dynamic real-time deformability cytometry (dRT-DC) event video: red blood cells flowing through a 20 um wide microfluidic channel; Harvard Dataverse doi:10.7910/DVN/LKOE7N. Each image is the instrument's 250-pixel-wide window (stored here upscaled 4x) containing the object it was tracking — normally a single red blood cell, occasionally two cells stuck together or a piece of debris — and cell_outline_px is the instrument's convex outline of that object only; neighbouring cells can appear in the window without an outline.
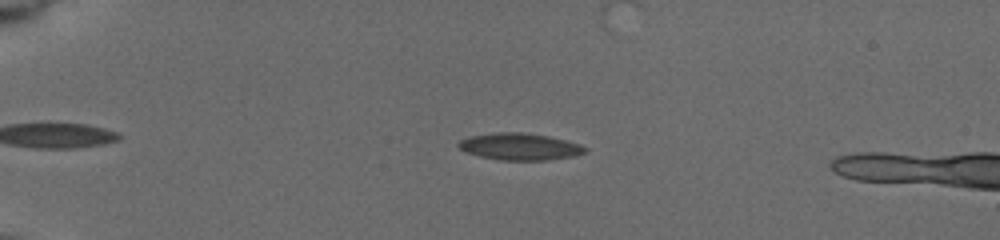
{"species": "common noctule bat (a hibernating species)", "species_latin": "Nyctalus noctula", "temperature_condition": "cold", "stored_images_in_passage": 47, "camera_frame_rate_fps": 3000, "um_per_image_px": 0.085, "animal": {"sex": "female", "body_mass_g": 19.5, "forearm_length_mm": 54.1}, "frame": {"image": 1, "passage_image": 8, "time_ms": 3.0, "image_size_px": [1000, 240], "cell_outline_px": [[588, 148], [584, 152], [576, 156], [548, 160], [500, 160], [480, 156], [468, 152], [460, 148], [456, 144], [460, 140], [468, 136], [496, 132], [524, 132], [548, 136], [580, 144]], "centroid_in_image_um": [44.18, 12.46], "position_along_channel_um": 40.8, "area_um2": 19.83}}
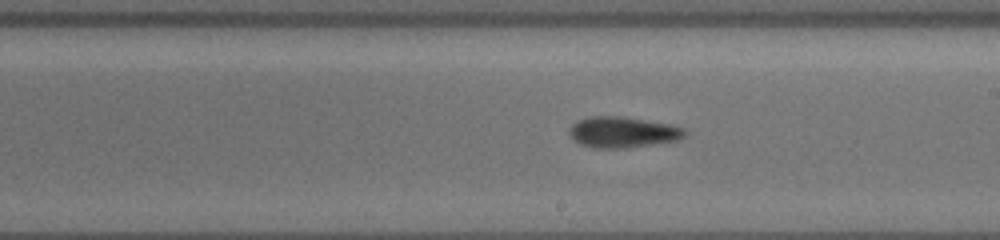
{"frame": {"image": 2, "passage_image": 26, "time_ms": 9.667, "image_size_px": [1000, 240], "cell_outline_px": [[688, 132], [680, 140], [624, 148], [596, 148], [580, 144], [568, 132], [568, 128], [572, 124], [580, 120], [592, 116], [616, 116], [668, 124], [684, 128]], "centroid_in_image_um": [52.94, 11.24], "position_along_channel_um": 236.1, "area_um2": 20.46}}
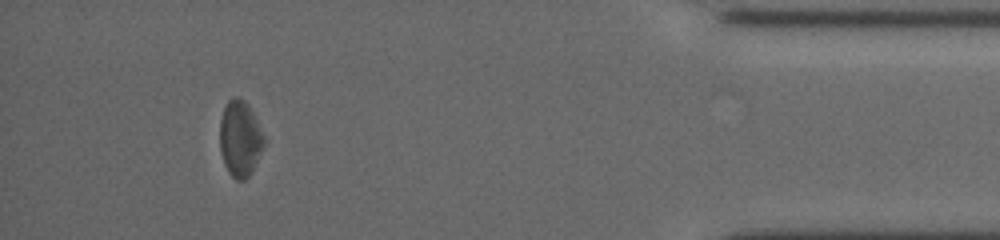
{"frame": {"image": 3, "passage_image": 41, "time_ms": 15.667, "image_size_px": [1000, 240], "cell_outline_px": [[264, 144], [252, 172], [244, 180], [236, 180], [228, 172], [224, 164], [220, 152], [220, 120], [224, 108], [228, 100], [232, 96], [236, 96], [244, 100], [248, 104], [264, 136]], "centroid_in_image_um": [20.38, 11.78], "position_along_channel_um": 414.8, "area_um2": 19.48}, "authors_computed_cell_mechanics": {"area_um2": 19.941, "velocity_mm_per_s": 3.7412, "shape_relaxation_time_tau1_ms": 4.5781, "shape_relaxation_time_tau2_ms": 7.4233, "deformation_change_tau1": 0.0956, "deformation_change_tau2": 0.1427}}